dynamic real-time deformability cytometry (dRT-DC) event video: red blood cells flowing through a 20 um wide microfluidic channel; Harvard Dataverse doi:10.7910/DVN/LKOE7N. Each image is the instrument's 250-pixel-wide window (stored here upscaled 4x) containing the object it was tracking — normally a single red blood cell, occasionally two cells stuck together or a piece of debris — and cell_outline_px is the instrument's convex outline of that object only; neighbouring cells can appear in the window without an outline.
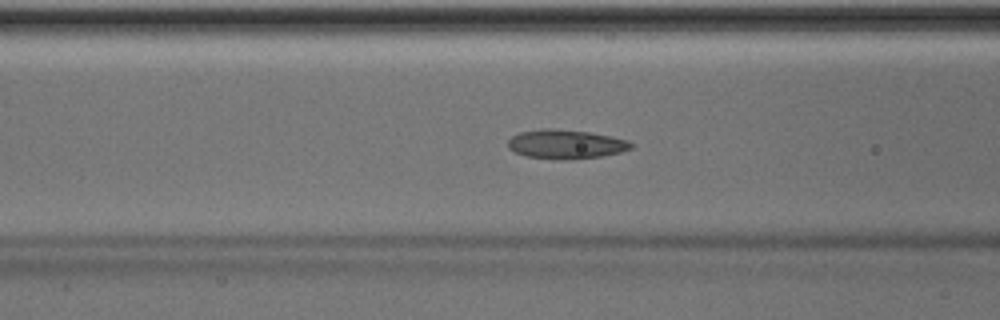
{"species": "Egyptian fruit bat (a non-hibernating species)", "species_latin": "Rousettus aegyptiacus", "temperature_condition": "room temperature", "stored_images_in_passage": 7, "camera_frame_rate_fps": 3000, "um_per_image_px": 0.085, "animal": {"sex": "male"}, "frame": {"image": 1, "passage_image": 6, "time_ms": 1.667, "image_size_px": [1000, 320], "cell_outline_px": [[632, 148], [620, 152], [600, 156], [572, 160], [564, 160], [524, 156], [508, 148], [508, 140], [512, 136], [520, 132], [540, 128], [556, 128], [588, 132], [612, 136], [628, 140], [632, 144]], "centroid_in_image_um": [48.08, 12.25], "position_along_channel_um": 118.5, "area_um2": 21.04}}